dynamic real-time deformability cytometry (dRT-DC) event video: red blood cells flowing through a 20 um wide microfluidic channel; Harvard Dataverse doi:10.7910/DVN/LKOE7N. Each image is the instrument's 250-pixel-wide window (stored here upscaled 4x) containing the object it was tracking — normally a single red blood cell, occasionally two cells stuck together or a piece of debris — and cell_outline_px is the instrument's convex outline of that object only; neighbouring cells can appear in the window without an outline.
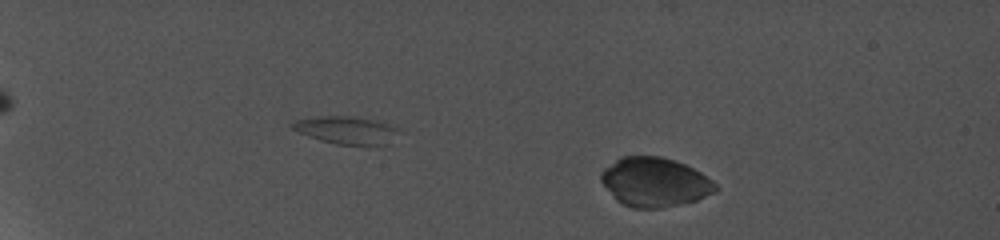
{"species": "common noctule bat (a hibernating species)", "species_latin": "Nyctalus noctula", "temperature_condition": "cold", "stored_images_in_passage": 11, "camera_frame_rate_fps": 5000, "um_per_image_px": 0.085, "animal": {"sex": "female", "body_mass_g": 19.0, "forearm_length_mm": 56.7}, "frame": {"image": 1, "passage_image": 2, "time_ms": 0.8, "image_size_px": [1000, 240], "cell_outline_px": [[716, 192], [696, 200], [660, 208], [632, 208], [620, 204], [616, 200], [600, 180], [600, 172], [604, 168], [616, 160], [624, 156], [656, 156], [672, 160], [684, 164], [700, 172], [712, 180], [716, 184]], "centroid_in_image_um": [55.62, 15.49], "position_along_channel_um": 29.4, "area_um2": 32.54}}
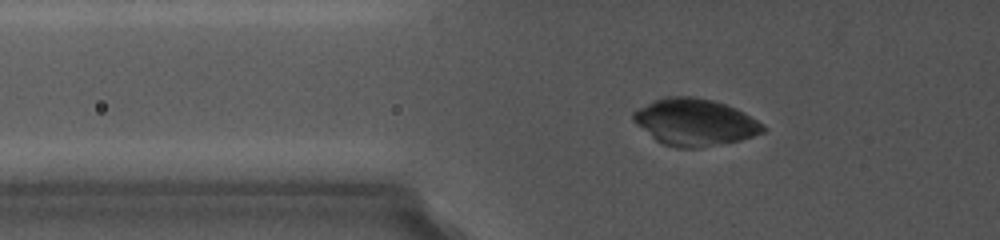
{"frame": {"image": 2, "passage_image": 7, "time_ms": 5.2, "image_size_px": [1000, 240], "cell_outline_px": [[764, 132], [740, 140], [700, 148], [676, 148], [660, 144], [636, 124], [632, 120], [632, 112], [656, 100], [668, 96], [688, 96], [708, 100], [724, 104], [756, 120], [764, 128]], "centroid_in_image_um": [58.99, 10.42], "position_along_channel_um": 66.8, "area_um2": 34.74}}